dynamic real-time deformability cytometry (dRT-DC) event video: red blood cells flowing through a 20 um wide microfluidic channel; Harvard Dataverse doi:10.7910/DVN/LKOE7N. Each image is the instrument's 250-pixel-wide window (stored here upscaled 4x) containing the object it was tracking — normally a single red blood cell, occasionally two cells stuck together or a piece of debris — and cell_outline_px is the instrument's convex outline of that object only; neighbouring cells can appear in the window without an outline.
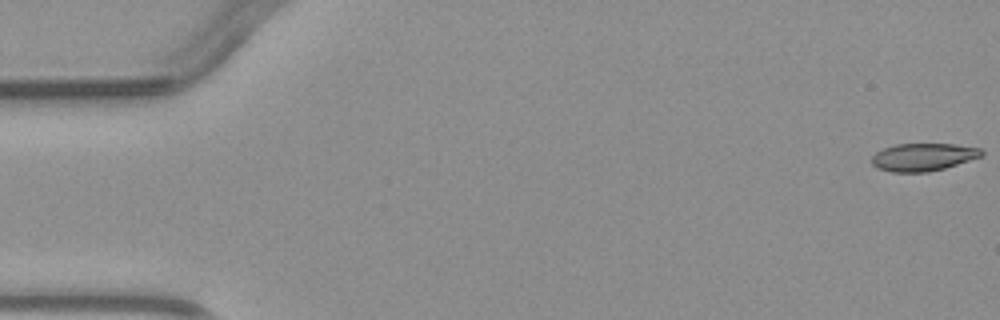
{"species": "common noctule bat (a hibernating species)", "species_latin": "Nyctalus noctula", "temperature_condition": "warm", "stored_images_in_passage": 5, "camera_frame_rate_fps": 3000, "um_per_image_px": 0.085, "animal": {"sex": "male", "body_mass_g": 23.1, "forearm_length_mm": 52.7}, "frame": {"image": 1, "passage_image": 1, "time_ms": 0.0, "image_size_px": [1000, 320], "cell_outline_px": [[984, 156], [944, 168], [928, 172], [892, 172], [876, 168], [872, 164], [872, 156], [876, 152], [884, 148], [896, 144], [952, 144], [980, 148], [984, 152]], "centroid_in_image_um": [78.47, 13.35], "position_along_channel_um": 6.5, "area_um2": 17.74}}
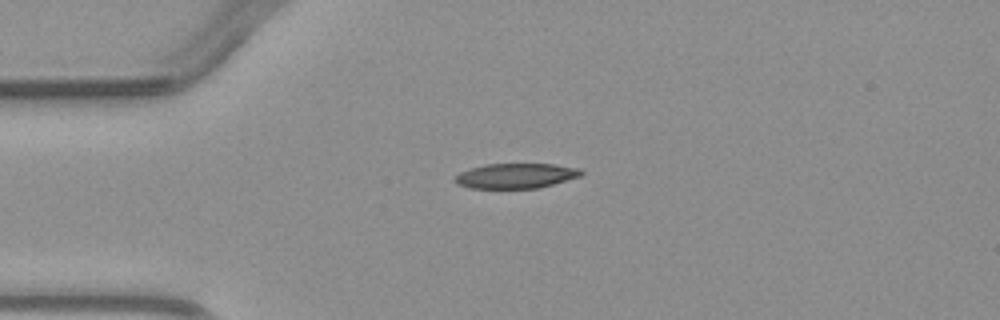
{"frame": {"image": 2, "passage_image": 4, "time_ms": 3.667, "image_size_px": [1000, 320], "cell_outline_px": [[584, 172], [580, 176], [552, 184], [536, 188], [468, 188], [456, 184], [452, 180], [452, 176], [460, 172], [484, 164], [552, 164], [580, 168]], "centroid_in_image_um": [43.78, 14.94], "position_along_channel_um": 41.2, "area_um2": 18.44}}